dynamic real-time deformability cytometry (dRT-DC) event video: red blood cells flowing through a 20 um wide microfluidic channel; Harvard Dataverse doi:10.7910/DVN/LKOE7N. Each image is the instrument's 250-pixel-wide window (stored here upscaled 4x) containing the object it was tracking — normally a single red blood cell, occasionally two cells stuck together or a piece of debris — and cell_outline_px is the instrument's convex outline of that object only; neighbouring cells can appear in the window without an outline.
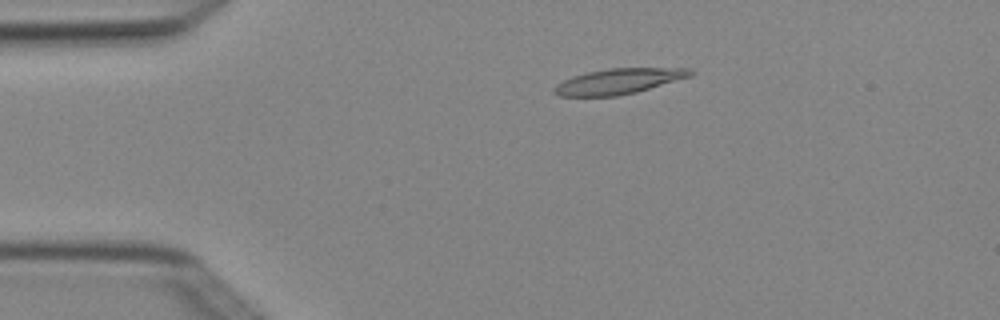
{"species": "Egyptian fruit bat (a non-hibernating species)", "species_latin": "Rousettus aegyptiacus", "temperature_condition": "cold", "stored_images_in_passage": 4, "camera_frame_rate_fps": 3000, "um_per_image_px": 0.085, "animal": {"sex": "female"}, "frame": {"image": 1, "passage_image": 3, "time_ms": 0.667, "image_size_px": [1000, 320], "cell_outline_px": [[696, 72], [692, 76], [636, 92], [616, 96], [560, 96], [552, 92], [552, 88], [556, 84], [572, 76], [588, 72], [608, 68], [692, 68]], "centroid_in_image_um": [52.6, 6.9], "position_along_channel_um": 32.4, "area_um2": 20.29}}